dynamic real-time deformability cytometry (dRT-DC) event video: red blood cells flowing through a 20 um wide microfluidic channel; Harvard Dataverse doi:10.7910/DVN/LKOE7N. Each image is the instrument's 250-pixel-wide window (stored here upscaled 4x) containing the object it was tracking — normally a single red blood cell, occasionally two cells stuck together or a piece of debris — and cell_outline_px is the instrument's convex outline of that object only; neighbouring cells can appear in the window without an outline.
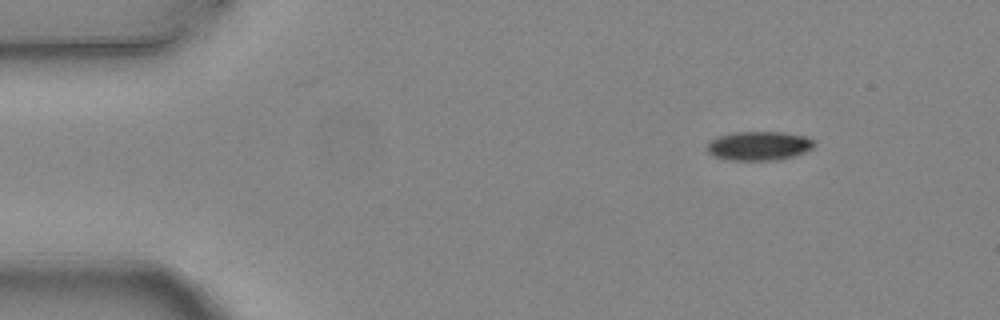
{"species": "common noctule bat (a hibernating species)", "species_latin": "Nyctalus noctula", "temperature_condition": "warm", "stored_images_in_passage": 4, "camera_frame_rate_fps": 3000, "um_per_image_px": 0.085, "animal": {"sex": "female", "body_mass_g": 24.6, "forearm_length_mm": 56.2}, "frame": {"image": 1, "passage_image": 1, "time_ms": 0.0, "image_size_px": [1000, 320], "cell_outline_px": [[816, 144], [812, 148], [796, 156], [776, 160], [732, 160], [712, 156], [708, 152], [708, 140], [716, 136], [732, 132], [784, 132], [804, 136], [812, 140]], "centroid_in_image_um": [64.48, 12.39], "position_along_channel_um": 20.5, "area_um2": 18.26}}
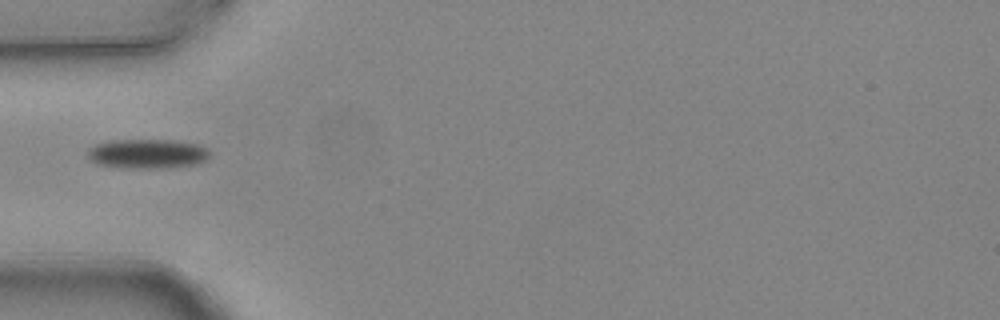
{"frame": {"image": 2, "passage_image": 4, "time_ms": 1.0, "image_size_px": [1000, 320], "cell_outline_px": [[208, 156], [204, 160], [196, 164], [168, 168], [132, 168], [96, 164], [88, 160], [88, 148], [96, 144], [112, 140], [172, 140], [200, 144], [208, 148]], "centroid_in_image_um": [12.51, 13.06], "position_along_channel_um": 72.5, "area_um2": 21.04}}